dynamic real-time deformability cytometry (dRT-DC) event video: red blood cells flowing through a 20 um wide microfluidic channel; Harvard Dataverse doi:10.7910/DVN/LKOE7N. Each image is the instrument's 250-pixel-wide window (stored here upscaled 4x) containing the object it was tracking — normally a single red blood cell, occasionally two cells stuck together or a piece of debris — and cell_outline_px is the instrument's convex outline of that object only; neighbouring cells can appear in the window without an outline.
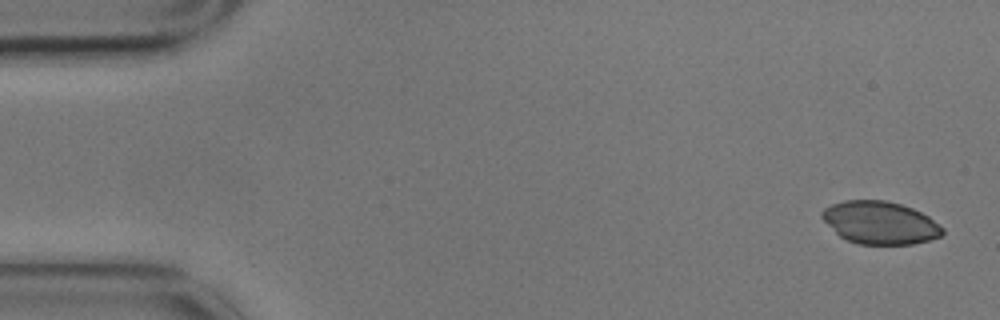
{"species": "common noctule bat (a hibernating species)", "species_latin": "Nyctalus noctula", "temperature_condition": "cold", "stored_images_in_passage": 5, "camera_frame_rate_fps": 3000, "um_per_image_px": 0.085, "animal": {"sex": "male", "body_mass_g": 17.9}, "frame": {"image": 1, "passage_image": 1, "time_ms": 0.0, "image_size_px": [1000, 320], "cell_outline_px": [[944, 232], [940, 236], [928, 240], [912, 244], [856, 244], [840, 236], [820, 216], [820, 212], [824, 208], [832, 204], [844, 200], [884, 200], [900, 204], [912, 208], [928, 216], [944, 228]], "centroid_in_image_um": [74.79, 18.92], "position_along_channel_um": 10.2, "area_um2": 29.82}}